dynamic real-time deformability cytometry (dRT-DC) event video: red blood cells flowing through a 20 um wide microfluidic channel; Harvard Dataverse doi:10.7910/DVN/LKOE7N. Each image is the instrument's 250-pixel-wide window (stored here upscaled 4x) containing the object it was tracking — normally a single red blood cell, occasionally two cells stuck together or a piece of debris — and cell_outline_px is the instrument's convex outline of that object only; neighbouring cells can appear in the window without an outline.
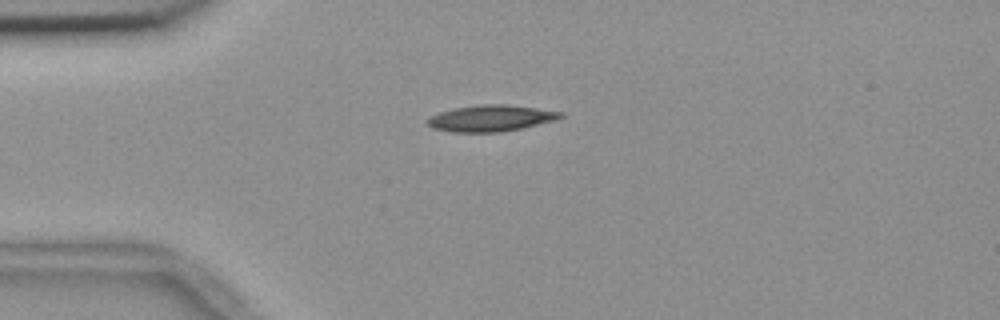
{"species": "common noctule bat (a hibernating species)", "species_latin": "Nyctalus noctula", "temperature_condition": "room temperature", "stored_images_in_passage": 35, "camera_frame_rate_fps": 3000, "um_per_image_px": 0.085, "animal": {"sex": "female", "body_mass_g": 18.4}, "frame": {"image": 1, "passage_image": 2, "time_ms": 0.333, "image_size_px": [1000, 320], "cell_outline_px": [[564, 116], [556, 120], [520, 128], [500, 132], [452, 132], [432, 128], [424, 120], [440, 112], [452, 108], [480, 104], [508, 104], [564, 112]], "centroid_in_image_um": [41.71, 10.04], "position_along_channel_um": 43.3, "area_um2": 20.46}}
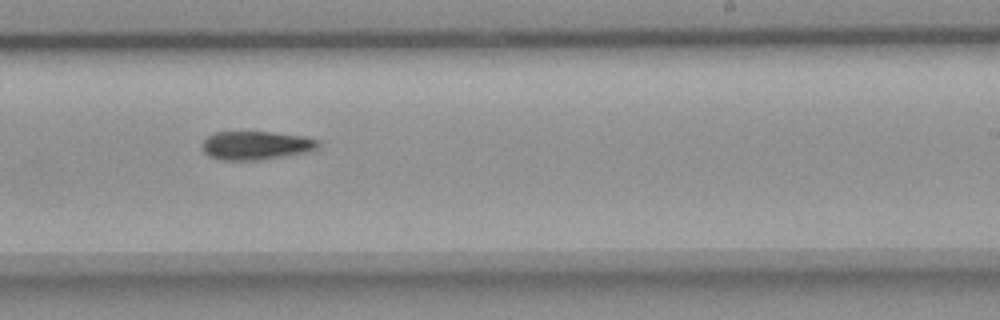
{"frame": {"image": 2, "passage_image": 22, "time_ms": 7.0, "image_size_px": [1000, 320], "cell_outline_px": [[320, 144], [312, 152], [288, 156], [256, 160], [220, 160], [208, 156], [204, 152], [204, 140], [208, 136], [216, 132], [272, 132], [304, 136], [320, 140]], "centroid_in_image_um": [21.83, 12.37], "position_along_channel_um": 267.2, "area_um2": 19.48}}
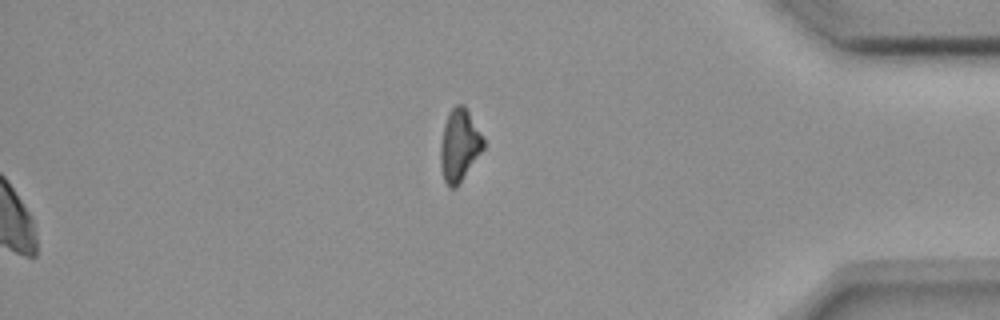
{"frame": {"image": 3, "passage_image": 35, "time_ms": 11.333, "image_size_px": [1000, 320], "cell_outline_px": [[484, 148], [456, 188], [448, 188], [444, 180], [440, 168], [440, 144], [444, 124], [448, 112], [456, 104], [464, 104], [484, 136]], "centroid_in_image_um": [39.04, 12.34], "position_along_channel_um": 396.2, "area_um2": 18.32}, "authors_computed_cell_mechanics": {"area_um2": 19.8832, "velocity_mm_per_s": 3.6865, "shape_relaxation_time_tau1_ms": 5.308, "shape_relaxation_time_tau2_ms": null, "deformation_change_tau1": 0.1347, "deformation_change_tau2": null}}